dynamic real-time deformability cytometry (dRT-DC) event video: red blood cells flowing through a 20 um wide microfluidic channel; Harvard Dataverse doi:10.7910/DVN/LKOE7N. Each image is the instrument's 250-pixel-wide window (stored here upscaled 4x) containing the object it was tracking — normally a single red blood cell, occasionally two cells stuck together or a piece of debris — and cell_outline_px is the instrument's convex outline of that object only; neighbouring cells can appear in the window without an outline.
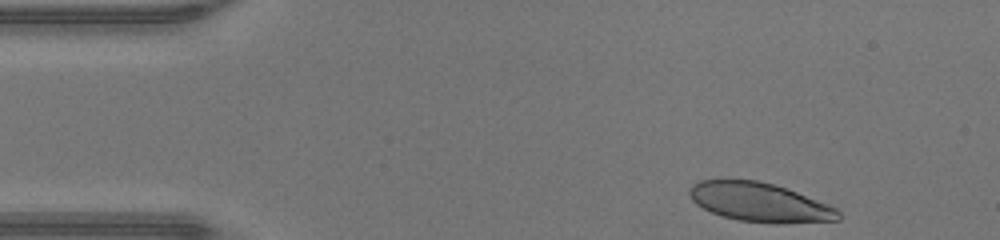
{"species": "human", "species_latin": "Homo sapiens", "temperature_condition": "warm", "stored_images_in_passage": 36, "camera_frame_rate_fps": 3000, "um_per_image_px": 0.085, "donor": {"sex": "male"}, "frame": {"image": 1, "passage_image": 1, "time_ms": 0.0, "image_size_px": [1000, 240], "cell_outline_px": [[840, 220], [780, 224], [776, 224], [740, 220], [724, 216], [712, 212], [696, 204], [692, 200], [688, 192], [688, 188], [692, 184], [700, 180], [760, 180], [776, 184], [828, 204], [836, 208], [840, 212]], "centroid_in_image_um": [64.58, 17.19], "position_along_channel_um": 20.4, "area_um2": 33.93}}
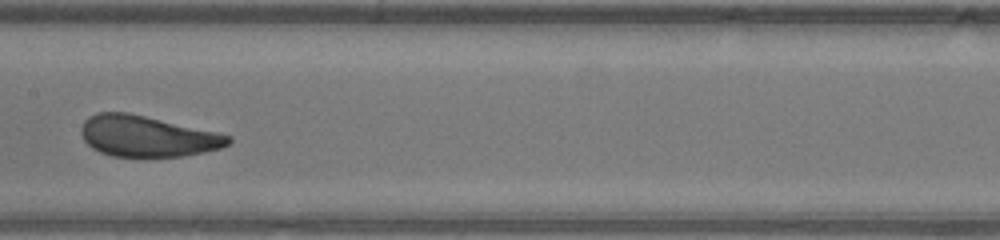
{"frame": {"image": 2, "passage_image": 19, "time_ms": 6.0, "image_size_px": [1000, 240], "cell_outline_px": [[232, 140], [228, 144], [220, 148], [204, 152], [184, 156], [112, 156], [100, 152], [92, 148], [84, 140], [80, 132], [80, 128], [84, 120], [88, 116], [96, 112], [128, 112], [216, 132], [232, 136]], "centroid_in_image_um": [12.47, 11.57], "position_along_channel_um": 194.9, "area_um2": 35.03}}
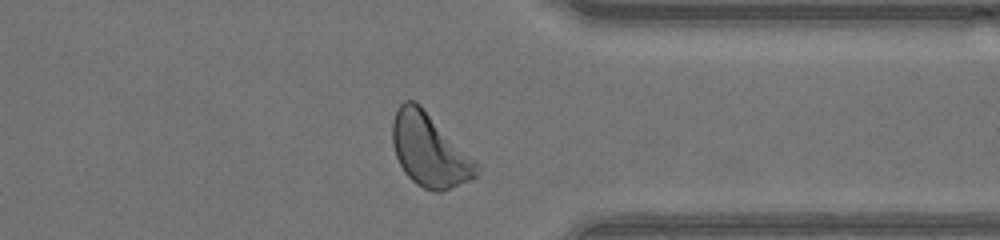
{"frame": {"image": 3, "passage_image": 32, "time_ms": 10.333, "image_size_px": [1000, 240], "cell_outline_px": [[480, 168], [476, 176], [468, 180], [440, 192], [436, 192], [424, 188], [416, 184], [404, 172], [396, 156], [392, 144], [392, 120], [396, 108], [404, 100], [416, 100], [480, 164]], "centroid_in_image_um": [36.49, 12.73], "position_along_channel_um": 374.9, "area_um2": 35.89}, "authors_computed_cell_mechanics": {"area_um2": 34.9979, "velocity_mm_per_s": 4.2987, "shape_relaxation_time_tau1_ms": 3.1006, "shape_relaxation_time_tau2_ms": null, "deformation_change_tau1": 0.1476, "deformation_change_tau2": null}}